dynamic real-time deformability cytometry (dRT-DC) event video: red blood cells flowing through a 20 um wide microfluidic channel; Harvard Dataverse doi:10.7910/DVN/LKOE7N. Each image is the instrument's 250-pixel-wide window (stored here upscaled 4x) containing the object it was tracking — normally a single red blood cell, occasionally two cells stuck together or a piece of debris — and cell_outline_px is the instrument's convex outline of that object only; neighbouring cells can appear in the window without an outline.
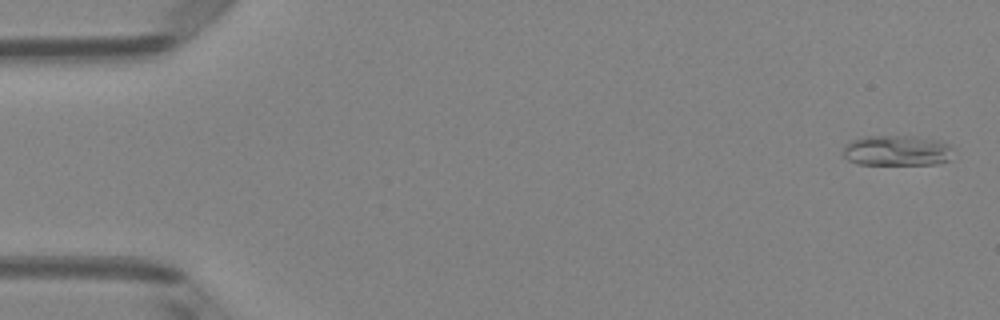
{"species": "Egyptian fruit bat (a non-hibernating species)", "species_latin": "Rousettus aegyptiacus", "temperature_condition": "room temperature", "stored_images_in_passage": 51, "camera_frame_rate_fps": 3000, "um_per_image_px": 0.085, "animal": {"sex": "female"}, "frame": {"image": 1, "passage_image": 2, "time_ms": 0.333, "image_size_px": [1000, 320], "cell_outline_px": [[952, 160], [936, 164], [856, 164], [848, 160], [844, 156], [844, 144], [852, 140], [864, 136], [916, 136], [940, 140], [948, 144], [952, 148]], "centroid_in_image_um": [76.27, 12.79], "position_along_channel_um": 8.7, "area_um2": 19.83}}
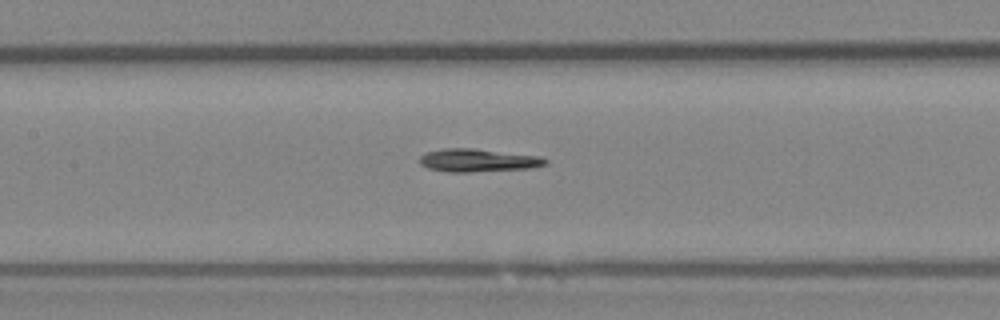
{"frame": {"image": 2, "passage_image": 24, "time_ms": 7.667, "image_size_px": [1000, 320], "cell_outline_px": [[548, 164], [532, 168], [468, 172], [448, 172], [428, 168], [420, 164], [420, 156], [424, 152], [440, 148], [472, 148], [540, 156], [548, 160]], "centroid_in_image_um": [40.61, 13.62], "position_along_channel_um": 166.8, "area_um2": 16.99}}
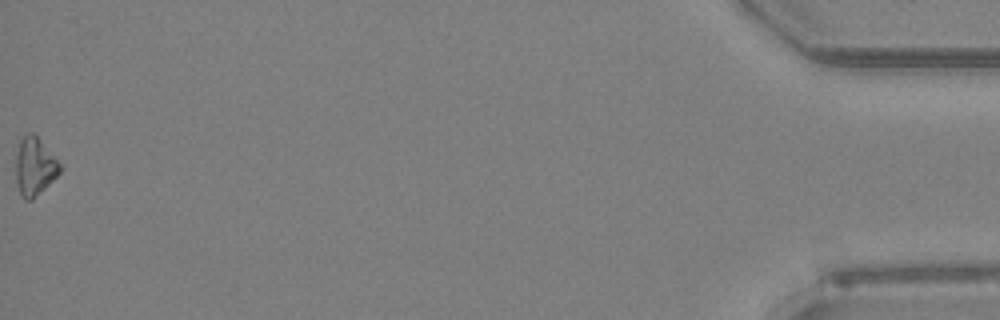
{"frame": {"image": 3, "passage_image": 51, "time_ms": 16.667, "image_size_px": [1000, 320], "cell_outline_px": [[64, 164], [60, 172], [32, 200], [24, 200], [20, 192], [16, 180], [16, 156], [20, 140], [28, 132], [32, 132]], "centroid_in_image_um": [2.98, 14.14], "position_along_channel_um": 432.2, "area_um2": 14.91}, "authors_computed_cell_mechanics": {"area_um2": 16.2418, "velocity_mm_per_s": 4.0624, "shape_relaxation_time_tau1_ms": 6.1688, "shape_relaxation_time_tau2_ms": null, "deformation_change_tau1": 0.1648, "deformation_change_tau2": null}}